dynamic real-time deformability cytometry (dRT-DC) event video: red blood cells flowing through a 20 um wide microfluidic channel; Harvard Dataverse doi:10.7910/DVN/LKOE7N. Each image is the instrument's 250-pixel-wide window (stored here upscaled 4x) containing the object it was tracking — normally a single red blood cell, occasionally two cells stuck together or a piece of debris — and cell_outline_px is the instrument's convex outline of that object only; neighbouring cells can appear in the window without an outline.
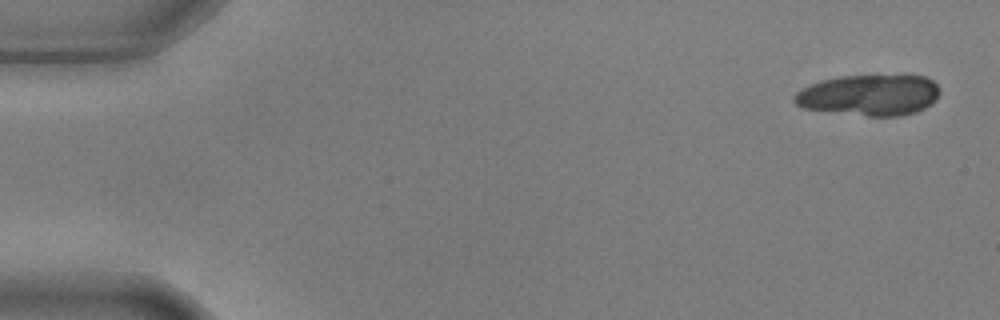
{"species": "common noctule bat (a hibernating species)", "species_latin": "Nyctalus noctula", "temperature_condition": "warm", "stored_images_in_passage": 5, "camera_frame_rate_fps": 3000, "um_per_image_px": 0.085, "animal": {"sex": "male", "body_mass_g": 17.9, "forearm_length_mm": 54.2}, "frame": {"image": 1, "passage_image": 1, "time_ms": 0.0, "image_size_px": [1000, 320], "cell_outline_px": [[940, 92], [936, 100], [932, 104], [916, 112], [900, 116], [868, 116], [804, 108], [796, 104], [792, 100], [792, 96], [796, 92], [808, 84], [820, 80], [840, 76], [928, 76], [940, 88]], "centroid_in_image_um": [73.89, 8.08], "position_along_channel_um": 11.1, "area_um2": 34.91}}
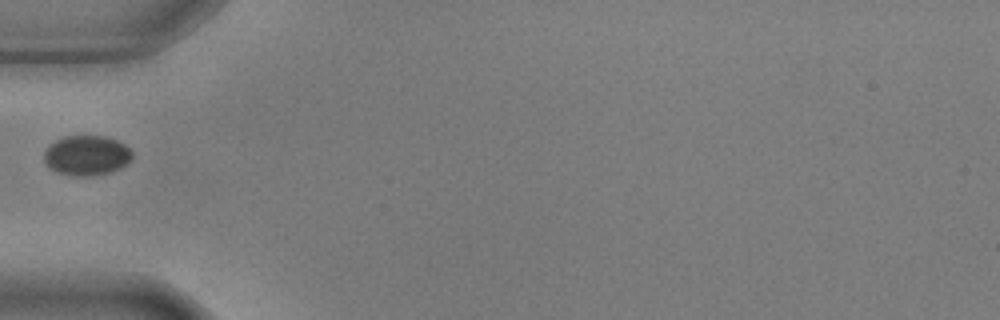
{"frame": {"image": 2, "passage_image": 5, "time_ms": 1.333, "image_size_px": [1000, 320], "cell_outline_px": [[132, 160], [128, 164], [120, 168], [108, 172], [92, 176], [72, 176], [56, 172], [44, 160], [44, 152], [48, 144], [64, 136], [104, 136], [116, 140], [124, 144], [132, 152]], "centroid_in_image_um": [7.36, 13.21], "position_along_channel_um": 77.6, "area_um2": 20.58}}